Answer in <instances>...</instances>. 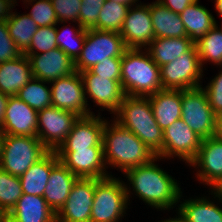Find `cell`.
<instances>
[{
	"label": "cell",
	"mask_w": 222,
	"mask_h": 222,
	"mask_svg": "<svg viewBox=\"0 0 222 222\" xmlns=\"http://www.w3.org/2000/svg\"><path fill=\"white\" fill-rule=\"evenodd\" d=\"M159 160V157H155L150 163L131 168L123 174L129 182L125 183L128 202L132 194L157 211H170L178 206L183 197L181 186L172 175L159 167L156 163Z\"/></svg>",
	"instance_id": "1"
},
{
	"label": "cell",
	"mask_w": 222,
	"mask_h": 222,
	"mask_svg": "<svg viewBox=\"0 0 222 222\" xmlns=\"http://www.w3.org/2000/svg\"><path fill=\"white\" fill-rule=\"evenodd\" d=\"M110 121L108 117L102 141L107 169L117 168V171L124 174L127 170L148 164L157 157L132 131L122 127L114 119Z\"/></svg>",
	"instance_id": "2"
},
{
	"label": "cell",
	"mask_w": 222,
	"mask_h": 222,
	"mask_svg": "<svg viewBox=\"0 0 222 222\" xmlns=\"http://www.w3.org/2000/svg\"><path fill=\"white\" fill-rule=\"evenodd\" d=\"M114 120L132 131L156 156L163 150V130L155 121L148 96L126 95Z\"/></svg>",
	"instance_id": "3"
},
{
	"label": "cell",
	"mask_w": 222,
	"mask_h": 222,
	"mask_svg": "<svg viewBox=\"0 0 222 222\" xmlns=\"http://www.w3.org/2000/svg\"><path fill=\"white\" fill-rule=\"evenodd\" d=\"M121 85L125 95L150 96L163 90L160 68L146 49H127L121 60Z\"/></svg>",
	"instance_id": "4"
},
{
	"label": "cell",
	"mask_w": 222,
	"mask_h": 222,
	"mask_svg": "<svg viewBox=\"0 0 222 222\" xmlns=\"http://www.w3.org/2000/svg\"><path fill=\"white\" fill-rule=\"evenodd\" d=\"M128 205L125 182L120 177L111 174L95 179L91 222H120L127 214Z\"/></svg>",
	"instance_id": "5"
},
{
	"label": "cell",
	"mask_w": 222,
	"mask_h": 222,
	"mask_svg": "<svg viewBox=\"0 0 222 222\" xmlns=\"http://www.w3.org/2000/svg\"><path fill=\"white\" fill-rule=\"evenodd\" d=\"M48 151L38 137L5 134L0 168L20 177Z\"/></svg>",
	"instance_id": "6"
},
{
	"label": "cell",
	"mask_w": 222,
	"mask_h": 222,
	"mask_svg": "<svg viewBox=\"0 0 222 222\" xmlns=\"http://www.w3.org/2000/svg\"><path fill=\"white\" fill-rule=\"evenodd\" d=\"M127 49L119 32L87 29L81 54L75 61V70H89L106 58H122Z\"/></svg>",
	"instance_id": "7"
},
{
	"label": "cell",
	"mask_w": 222,
	"mask_h": 222,
	"mask_svg": "<svg viewBox=\"0 0 222 222\" xmlns=\"http://www.w3.org/2000/svg\"><path fill=\"white\" fill-rule=\"evenodd\" d=\"M159 68L162 88L164 90L199 88L202 85V77L205 75L196 44L174 61Z\"/></svg>",
	"instance_id": "8"
},
{
	"label": "cell",
	"mask_w": 222,
	"mask_h": 222,
	"mask_svg": "<svg viewBox=\"0 0 222 222\" xmlns=\"http://www.w3.org/2000/svg\"><path fill=\"white\" fill-rule=\"evenodd\" d=\"M181 119L202 139L215 136L217 115L201 87L182 90Z\"/></svg>",
	"instance_id": "9"
},
{
	"label": "cell",
	"mask_w": 222,
	"mask_h": 222,
	"mask_svg": "<svg viewBox=\"0 0 222 222\" xmlns=\"http://www.w3.org/2000/svg\"><path fill=\"white\" fill-rule=\"evenodd\" d=\"M202 138L181 118L163 131V150L160 159L178 158L189 165L197 156Z\"/></svg>",
	"instance_id": "10"
},
{
	"label": "cell",
	"mask_w": 222,
	"mask_h": 222,
	"mask_svg": "<svg viewBox=\"0 0 222 222\" xmlns=\"http://www.w3.org/2000/svg\"><path fill=\"white\" fill-rule=\"evenodd\" d=\"M80 116L50 106L38 111L37 137L49 151H56L65 141Z\"/></svg>",
	"instance_id": "11"
},
{
	"label": "cell",
	"mask_w": 222,
	"mask_h": 222,
	"mask_svg": "<svg viewBox=\"0 0 222 222\" xmlns=\"http://www.w3.org/2000/svg\"><path fill=\"white\" fill-rule=\"evenodd\" d=\"M52 84V85H51ZM52 106L76 113L80 117L95 114L90 110L80 72L58 78L50 83Z\"/></svg>",
	"instance_id": "12"
},
{
	"label": "cell",
	"mask_w": 222,
	"mask_h": 222,
	"mask_svg": "<svg viewBox=\"0 0 222 222\" xmlns=\"http://www.w3.org/2000/svg\"><path fill=\"white\" fill-rule=\"evenodd\" d=\"M84 83L85 97L93 100L99 110H107L110 114H115L126 96L121 81L109 79V77H99L90 70L80 72ZM102 108V109H101Z\"/></svg>",
	"instance_id": "13"
},
{
	"label": "cell",
	"mask_w": 222,
	"mask_h": 222,
	"mask_svg": "<svg viewBox=\"0 0 222 222\" xmlns=\"http://www.w3.org/2000/svg\"><path fill=\"white\" fill-rule=\"evenodd\" d=\"M95 193L94 178H77L67 201L56 214L59 222H91Z\"/></svg>",
	"instance_id": "14"
},
{
	"label": "cell",
	"mask_w": 222,
	"mask_h": 222,
	"mask_svg": "<svg viewBox=\"0 0 222 222\" xmlns=\"http://www.w3.org/2000/svg\"><path fill=\"white\" fill-rule=\"evenodd\" d=\"M128 49H146L155 39L149 4L137 3L129 7L120 31Z\"/></svg>",
	"instance_id": "15"
},
{
	"label": "cell",
	"mask_w": 222,
	"mask_h": 222,
	"mask_svg": "<svg viewBox=\"0 0 222 222\" xmlns=\"http://www.w3.org/2000/svg\"><path fill=\"white\" fill-rule=\"evenodd\" d=\"M55 152L59 161L77 178L101 179L111 175L108 173L104 162L103 147Z\"/></svg>",
	"instance_id": "16"
},
{
	"label": "cell",
	"mask_w": 222,
	"mask_h": 222,
	"mask_svg": "<svg viewBox=\"0 0 222 222\" xmlns=\"http://www.w3.org/2000/svg\"><path fill=\"white\" fill-rule=\"evenodd\" d=\"M188 166L197 169L196 179L211 190L222 178V139H202L196 158Z\"/></svg>",
	"instance_id": "17"
},
{
	"label": "cell",
	"mask_w": 222,
	"mask_h": 222,
	"mask_svg": "<svg viewBox=\"0 0 222 222\" xmlns=\"http://www.w3.org/2000/svg\"><path fill=\"white\" fill-rule=\"evenodd\" d=\"M99 112L79 117L65 141L56 151H76L91 147H103V130L108 119L102 118Z\"/></svg>",
	"instance_id": "18"
},
{
	"label": "cell",
	"mask_w": 222,
	"mask_h": 222,
	"mask_svg": "<svg viewBox=\"0 0 222 222\" xmlns=\"http://www.w3.org/2000/svg\"><path fill=\"white\" fill-rule=\"evenodd\" d=\"M0 128L6 135L37 137L38 112L17 96H9Z\"/></svg>",
	"instance_id": "19"
},
{
	"label": "cell",
	"mask_w": 222,
	"mask_h": 222,
	"mask_svg": "<svg viewBox=\"0 0 222 222\" xmlns=\"http://www.w3.org/2000/svg\"><path fill=\"white\" fill-rule=\"evenodd\" d=\"M26 56L31 63L33 77L48 83H51L58 78L68 77L76 72L75 62L60 48Z\"/></svg>",
	"instance_id": "20"
},
{
	"label": "cell",
	"mask_w": 222,
	"mask_h": 222,
	"mask_svg": "<svg viewBox=\"0 0 222 222\" xmlns=\"http://www.w3.org/2000/svg\"><path fill=\"white\" fill-rule=\"evenodd\" d=\"M76 180L77 177L60 161L52 167L43 198L56 214L67 201Z\"/></svg>",
	"instance_id": "21"
},
{
	"label": "cell",
	"mask_w": 222,
	"mask_h": 222,
	"mask_svg": "<svg viewBox=\"0 0 222 222\" xmlns=\"http://www.w3.org/2000/svg\"><path fill=\"white\" fill-rule=\"evenodd\" d=\"M55 218L43 196L24 193L7 214V222H52Z\"/></svg>",
	"instance_id": "22"
},
{
	"label": "cell",
	"mask_w": 222,
	"mask_h": 222,
	"mask_svg": "<svg viewBox=\"0 0 222 222\" xmlns=\"http://www.w3.org/2000/svg\"><path fill=\"white\" fill-rule=\"evenodd\" d=\"M209 192L213 195L214 199L222 204V198L213 193L210 189ZM217 198V199H216ZM179 201L178 208L175 211H179L187 222H222V208L215 204L216 201L210 200V197L204 196L196 198L184 199Z\"/></svg>",
	"instance_id": "23"
},
{
	"label": "cell",
	"mask_w": 222,
	"mask_h": 222,
	"mask_svg": "<svg viewBox=\"0 0 222 222\" xmlns=\"http://www.w3.org/2000/svg\"><path fill=\"white\" fill-rule=\"evenodd\" d=\"M32 78L31 63L25 54L0 63V92L7 96H16Z\"/></svg>",
	"instance_id": "24"
},
{
	"label": "cell",
	"mask_w": 222,
	"mask_h": 222,
	"mask_svg": "<svg viewBox=\"0 0 222 222\" xmlns=\"http://www.w3.org/2000/svg\"><path fill=\"white\" fill-rule=\"evenodd\" d=\"M149 97L153 116L164 131L182 114V90H160Z\"/></svg>",
	"instance_id": "25"
},
{
	"label": "cell",
	"mask_w": 222,
	"mask_h": 222,
	"mask_svg": "<svg viewBox=\"0 0 222 222\" xmlns=\"http://www.w3.org/2000/svg\"><path fill=\"white\" fill-rule=\"evenodd\" d=\"M59 161L55 151H48L19 177L22 192L29 195L43 196L52 167Z\"/></svg>",
	"instance_id": "26"
},
{
	"label": "cell",
	"mask_w": 222,
	"mask_h": 222,
	"mask_svg": "<svg viewBox=\"0 0 222 222\" xmlns=\"http://www.w3.org/2000/svg\"><path fill=\"white\" fill-rule=\"evenodd\" d=\"M149 11L155 38L187 37L180 15L158 0L149 3Z\"/></svg>",
	"instance_id": "27"
},
{
	"label": "cell",
	"mask_w": 222,
	"mask_h": 222,
	"mask_svg": "<svg viewBox=\"0 0 222 222\" xmlns=\"http://www.w3.org/2000/svg\"><path fill=\"white\" fill-rule=\"evenodd\" d=\"M199 3V0L195 1L179 14L187 36L194 44L198 43L217 24L212 13Z\"/></svg>",
	"instance_id": "28"
},
{
	"label": "cell",
	"mask_w": 222,
	"mask_h": 222,
	"mask_svg": "<svg viewBox=\"0 0 222 222\" xmlns=\"http://www.w3.org/2000/svg\"><path fill=\"white\" fill-rule=\"evenodd\" d=\"M194 43L187 37L155 38L146 48L153 61L159 66L174 61L187 52Z\"/></svg>",
	"instance_id": "29"
},
{
	"label": "cell",
	"mask_w": 222,
	"mask_h": 222,
	"mask_svg": "<svg viewBox=\"0 0 222 222\" xmlns=\"http://www.w3.org/2000/svg\"><path fill=\"white\" fill-rule=\"evenodd\" d=\"M10 37L23 54L31 43L38 26L28 14L13 12L6 20Z\"/></svg>",
	"instance_id": "30"
},
{
	"label": "cell",
	"mask_w": 222,
	"mask_h": 222,
	"mask_svg": "<svg viewBox=\"0 0 222 222\" xmlns=\"http://www.w3.org/2000/svg\"><path fill=\"white\" fill-rule=\"evenodd\" d=\"M46 84L49 85L48 82L33 77L16 96L37 112L41 111L52 106L51 87Z\"/></svg>",
	"instance_id": "31"
},
{
	"label": "cell",
	"mask_w": 222,
	"mask_h": 222,
	"mask_svg": "<svg viewBox=\"0 0 222 222\" xmlns=\"http://www.w3.org/2000/svg\"><path fill=\"white\" fill-rule=\"evenodd\" d=\"M216 24L204 37L196 43L202 68L210 62L222 68V29Z\"/></svg>",
	"instance_id": "32"
},
{
	"label": "cell",
	"mask_w": 222,
	"mask_h": 222,
	"mask_svg": "<svg viewBox=\"0 0 222 222\" xmlns=\"http://www.w3.org/2000/svg\"><path fill=\"white\" fill-rule=\"evenodd\" d=\"M56 25V42L58 48H60L67 56H69L74 62L80 56L82 47L86 38V29H83L79 24L70 28V25H66L61 29ZM69 26V27H68ZM65 28V29H64ZM70 28V29H69Z\"/></svg>",
	"instance_id": "33"
},
{
	"label": "cell",
	"mask_w": 222,
	"mask_h": 222,
	"mask_svg": "<svg viewBox=\"0 0 222 222\" xmlns=\"http://www.w3.org/2000/svg\"><path fill=\"white\" fill-rule=\"evenodd\" d=\"M129 7L116 1H105L97 20L99 31H121Z\"/></svg>",
	"instance_id": "34"
},
{
	"label": "cell",
	"mask_w": 222,
	"mask_h": 222,
	"mask_svg": "<svg viewBox=\"0 0 222 222\" xmlns=\"http://www.w3.org/2000/svg\"><path fill=\"white\" fill-rule=\"evenodd\" d=\"M18 176H13L0 168V207L8 214L22 196Z\"/></svg>",
	"instance_id": "35"
},
{
	"label": "cell",
	"mask_w": 222,
	"mask_h": 222,
	"mask_svg": "<svg viewBox=\"0 0 222 222\" xmlns=\"http://www.w3.org/2000/svg\"><path fill=\"white\" fill-rule=\"evenodd\" d=\"M56 34V25L38 27L32 37L29 48L23 54L35 55L58 48Z\"/></svg>",
	"instance_id": "36"
},
{
	"label": "cell",
	"mask_w": 222,
	"mask_h": 222,
	"mask_svg": "<svg viewBox=\"0 0 222 222\" xmlns=\"http://www.w3.org/2000/svg\"><path fill=\"white\" fill-rule=\"evenodd\" d=\"M25 5H32L31 11L27 13L38 27L57 25L56 17L51 0H24ZM33 3V4H32Z\"/></svg>",
	"instance_id": "37"
},
{
	"label": "cell",
	"mask_w": 222,
	"mask_h": 222,
	"mask_svg": "<svg viewBox=\"0 0 222 222\" xmlns=\"http://www.w3.org/2000/svg\"><path fill=\"white\" fill-rule=\"evenodd\" d=\"M106 0H81L78 24L83 29H96L101 8Z\"/></svg>",
	"instance_id": "38"
},
{
	"label": "cell",
	"mask_w": 222,
	"mask_h": 222,
	"mask_svg": "<svg viewBox=\"0 0 222 222\" xmlns=\"http://www.w3.org/2000/svg\"><path fill=\"white\" fill-rule=\"evenodd\" d=\"M51 3L60 24L69 21L78 24L81 0H51Z\"/></svg>",
	"instance_id": "39"
},
{
	"label": "cell",
	"mask_w": 222,
	"mask_h": 222,
	"mask_svg": "<svg viewBox=\"0 0 222 222\" xmlns=\"http://www.w3.org/2000/svg\"><path fill=\"white\" fill-rule=\"evenodd\" d=\"M205 92L208 104L213 112L218 115L222 112V70L214 78L210 79L207 86H200Z\"/></svg>",
	"instance_id": "40"
},
{
	"label": "cell",
	"mask_w": 222,
	"mask_h": 222,
	"mask_svg": "<svg viewBox=\"0 0 222 222\" xmlns=\"http://www.w3.org/2000/svg\"><path fill=\"white\" fill-rule=\"evenodd\" d=\"M22 55L9 35L6 21H0V63L16 59Z\"/></svg>",
	"instance_id": "41"
},
{
	"label": "cell",
	"mask_w": 222,
	"mask_h": 222,
	"mask_svg": "<svg viewBox=\"0 0 222 222\" xmlns=\"http://www.w3.org/2000/svg\"><path fill=\"white\" fill-rule=\"evenodd\" d=\"M121 60L122 58H106L103 63H97L89 70L99 77L121 81Z\"/></svg>",
	"instance_id": "42"
},
{
	"label": "cell",
	"mask_w": 222,
	"mask_h": 222,
	"mask_svg": "<svg viewBox=\"0 0 222 222\" xmlns=\"http://www.w3.org/2000/svg\"><path fill=\"white\" fill-rule=\"evenodd\" d=\"M171 11L181 14L182 11L197 0H158Z\"/></svg>",
	"instance_id": "43"
},
{
	"label": "cell",
	"mask_w": 222,
	"mask_h": 222,
	"mask_svg": "<svg viewBox=\"0 0 222 222\" xmlns=\"http://www.w3.org/2000/svg\"><path fill=\"white\" fill-rule=\"evenodd\" d=\"M17 0H0V21H6L13 14Z\"/></svg>",
	"instance_id": "44"
},
{
	"label": "cell",
	"mask_w": 222,
	"mask_h": 222,
	"mask_svg": "<svg viewBox=\"0 0 222 222\" xmlns=\"http://www.w3.org/2000/svg\"><path fill=\"white\" fill-rule=\"evenodd\" d=\"M9 96L0 92V126L4 119V113L7 106Z\"/></svg>",
	"instance_id": "45"
},
{
	"label": "cell",
	"mask_w": 222,
	"mask_h": 222,
	"mask_svg": "<svg viewBox=\"0 0 222 222\" xmlns=\"http://www.w3.org/2000/svg\"><path fill=\"white\" fill-rule=\"evenodd\" d=\"M215 136L222 139V112L217 115Z\"/></svg>",
	"instance_id": "46"
},
{
	"label": "cell",
	"mask_w": 222,
	"mask_h": 222,
	"mask_svg": "<svg viewBox=\"0 0 222 222\" xmlns=\"http://www.w3.org/2000/svg\"><path fill=\"white\" fill-rule=\"evenodd\" d=\"M176 213H177L178 216H176L175 218L169 217V219L167 218V219H164V221L161 220L160 222H187L179 211L176 212Z\"/></svg>",
	"instance_id": "47"
},
{
	"label": "cell",
	"mask_w": 222,
	"mask_h": 222,
	"mask_svg": "<svg viewBox=\"0 0 222 222\" xmlns=\"http://www.w3.org/2000/svg\"><path fill=\"white\" fill-rule=\"evenodd\" d=\"M213 193L222 198V178L221 180L211 189Z\"/></svg>",
	"instance_id": "48"
},
{
	"label": "cell",
	"mask_w": 222,
	"mask_h": 222,
	"mask_svg": "<svg viewBox=\"0 0 222 222\" xmlns=\"http://www.w3.org/2000/svg\"><path fill=\"white\" fill-rule=\"evenodd\" d=\"M106 1H116L118 3L126 5L128 7H131L139 2V0H106Z\"/></svg>",
	"instance_id": "49"
},
{
	"label": "cell",
	"mask_w": 222,
	"mask_h": 222,
	"mask_svg": "<svg viewBox=\"0 0 222 222\" xmlns=\"http://www.w3.org/2000/svg\"><path fill=\"white\" fill-rule=\"evenodd\" d=\"M214 9L216 10L217 14L222 17V0H214Z\"/></svg>",
	"instance_id": "50"
},
{
	"label": "cell",
	"mask_w": 222,
	"mask_h": 222,
	"mask_svg": "<svg viewBox=\"0 0 222 222\" xmlns=\"http://www.w3.org/2000/svg\"><path fill=\"white\" fill-rule=\"evenodd\" d=\"M4 139H5V133L0 128V160L2 158V149H3Z\"/></svg>",
	"instance_id": "51"
},
{
	"label": "cell",
	"mask_w": 222,
	"mask_h": 222,
	"mask_svg": "<svg viewBox=\"0 0 222 222\" xmlns=\"http://www.w3.org/2000/svg\"><path fill=\"white\" fill-rule=\"evenodd\" d=\"M0 222H7V214L0 207Z\"/></svg>",
	"instance_id": "52"
},
{
	"label": "cell",
	"mask_w": 222,
	"mask_h": 222,
	"mask_svg": "<svg viewBox=\"0 0 222 222\" xmlns=\"http://www.w3.org/2000/svg\"><path fill=\"white\" fill-rule=\"evenodd\" d=\"M52 222H59L57 218H55Z\"/></svg>",
	"instance_id": "53"
}]
</instances>
